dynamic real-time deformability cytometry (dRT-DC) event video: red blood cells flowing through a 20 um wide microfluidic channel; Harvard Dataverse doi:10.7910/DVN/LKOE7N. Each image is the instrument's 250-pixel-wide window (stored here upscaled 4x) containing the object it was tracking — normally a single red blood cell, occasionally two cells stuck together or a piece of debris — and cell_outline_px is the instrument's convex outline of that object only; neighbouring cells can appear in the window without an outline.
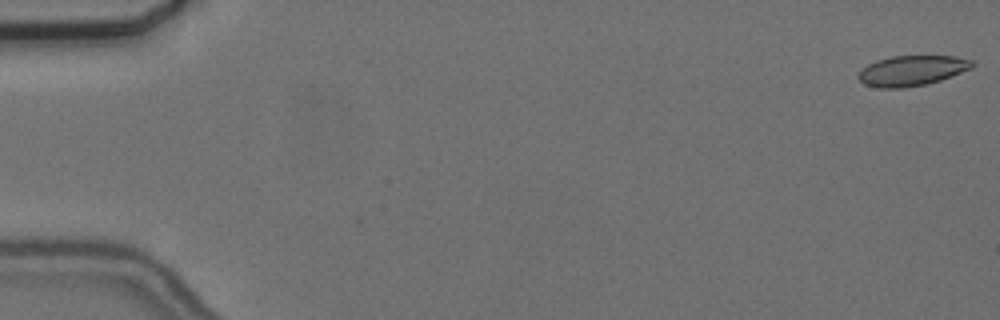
{"species": "common noctule bat (a hibernating species)", "species_latin": "Nyctalus noctula", "temperature_condition": "cold", "stored_images_in_passage": 56, "camera_frame_rate_fps": 3000, "um_per_image_px": 0.085, "animal": {"sex": "female", "body_mass_g": 24.6, "forearm_length_mm": 56.2}, "frame": {"image": 1, "passage_image": 1, "time_ms": 0.0, "image_size_px": [1000, 320], "cell_outline_px": [[976, 64], [972, 68], [940, 80], [924, 84], [900, 88], [880, 88], [864, 84], [856, 76], [868, 64], [876, 60], [892, 56], [956, 56], [972, 60]], "centroid_in_image_um": [77.52, 5.99], "position_along_channel_um": 7.5, "area_um2": 19.94}}
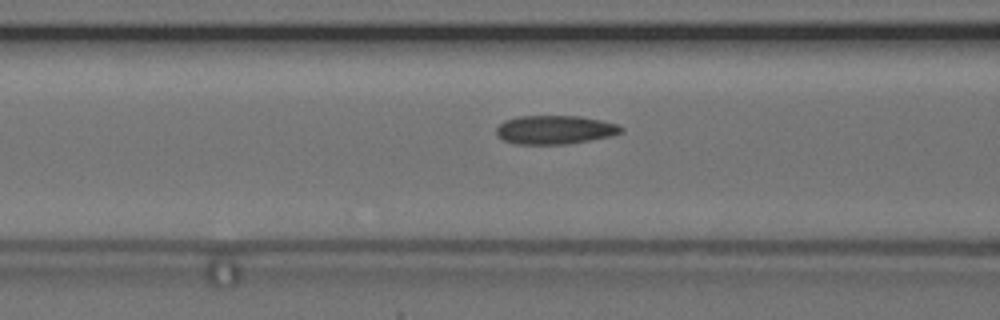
{"frame": {"image": 2, "passage_image": 23, "time_ms": 7.333, "image_size_px": [1000, 320], "cell_outline_px": [[624, 132], [612, 136], [568, 144], [516, 144], [504, 140], [496, 132], [496, 128], [504, 120], [516, 116], [580, 116], [620, 124], [624, 128]], "centroid_in_image_um": [47.21, 11.02], "position_along_channel_um": 119.4, "area_um2": 21.04}}
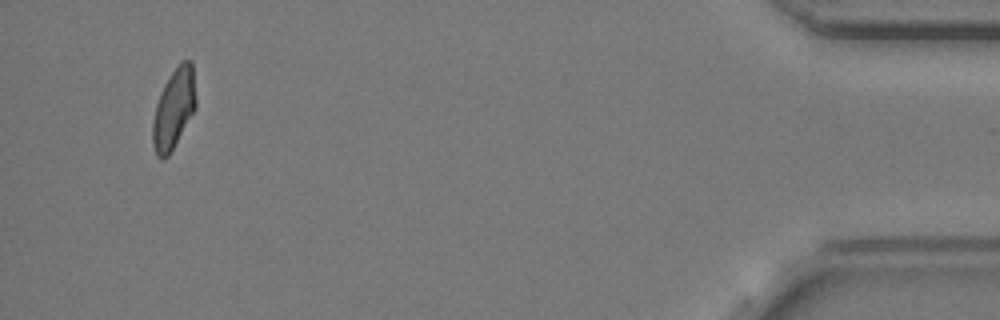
{"frame": {"image": 3, "passage_image": 54, "time_ms": 17.667, "image_size_px": [1000, 320], "cell_outline_px": [[196, 108], [168, 156], [156, 156], [152, 144], [152, 124], [156, 104], [160, 92], [164, 84], [180, 60], [192, 60], [196, 96]], "centroid_in_image_um": [14.78, 9.19], "position_along_channel_um": 420.4, "area_um2": 20.11}, "authors_computed_cell_mechanics": {"area_um2": 20.6057, "velocity_mm_per_s": 3.6476, "shape_relaxation_time_tau1_ms": null, "shape_relaxation_time_tau2_ms": 3.3127, "deformation_change_tau1": null, "deformation_change_tau2": 0.0811}}